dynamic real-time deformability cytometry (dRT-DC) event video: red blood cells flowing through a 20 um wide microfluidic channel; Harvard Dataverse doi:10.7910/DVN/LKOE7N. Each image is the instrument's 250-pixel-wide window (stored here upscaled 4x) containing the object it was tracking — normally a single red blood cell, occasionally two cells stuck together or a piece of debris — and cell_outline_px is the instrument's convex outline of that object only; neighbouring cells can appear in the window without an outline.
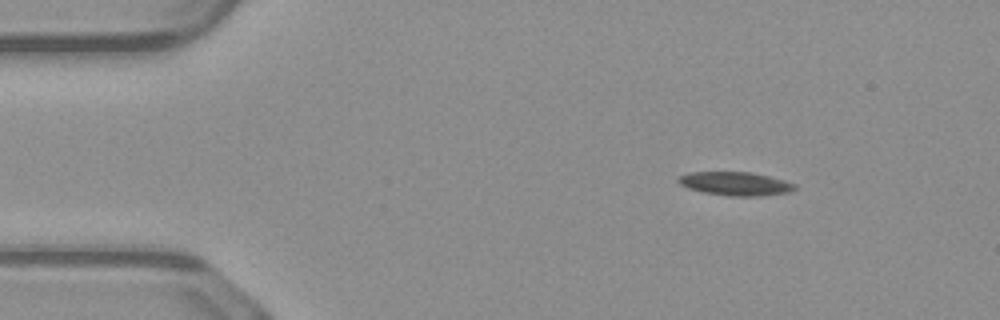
{"species": "common noctule bat (a hibernating species)", "species_latin": "Nyctalus noctula", "temperature_condition": "warm", "stored_images_in_passage": 45, "camera_frame_rate_fps": 3000, "um_per_image_px": 0.085, "animal": {"sex": "male", "body_mass_g": 23.1, "forearm_length_mm": 52.7}, "frame": {"image": 1, "passage_image": 1, "time_ms": 0.0, "image_size_px": [1000, 320], "cell_outline_px": [[796, 188], [788, 192], [760, 196], [728, 196], [704, 192], [688, 188], [680, 184], [676, 180], [680, 176], [692, 172], [752, 172], [784, 180], [796, 184]], "centroid_in_image_um": [62.51, 15.61], "position_along_channel_um": 22.5, "area_um2": 15.9}}
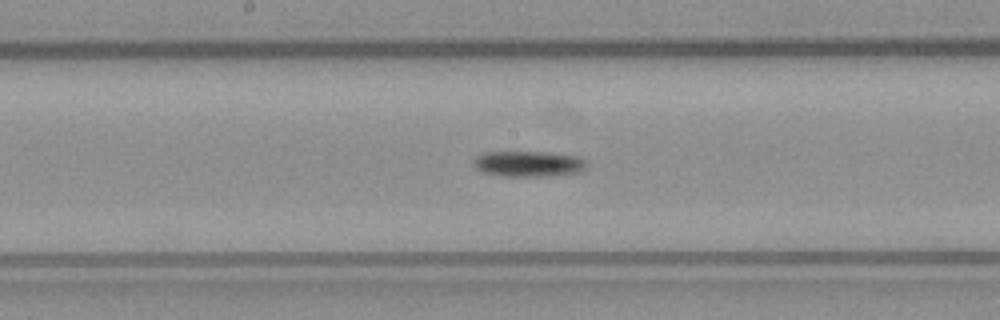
{"frame": {"image": 2, "passage_image": 20, "time_ms": 6.333, "image_size_px": [1000, 320], "cell_outline_px": [[584, 168], [576, 172], [552, 176], [504, 176], [480, 172], [472, 164], [472, 160], [476, 156], [484, 152], [548, 152], [580, 156], [584, 160]], "centroid_in_image_um": [44.84, 13.92], "position_along_channel_um": 203.4, "area_um2": 16.99}}
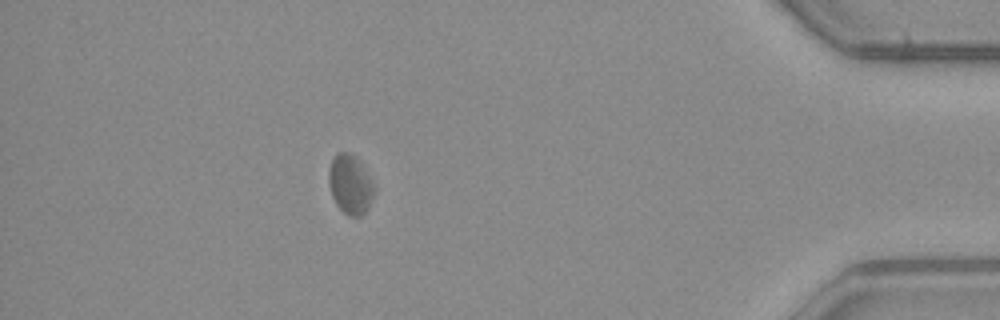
{"frame": {"image": 3, "passage_image": 39, "time_ms": 12.667, "image_size_px": [1000, 320], "cell_outline_px": [[376, 188], [368, 208], [360, 216], [348, 216], [336, 204], [332, 196], [328, 184], [328, 168], [336, 152], [348, 152], [356, 156]], "centroid_in_image_um": [29.75, 15.66], "position_along_channel_um": 405.5, "area_um2": 15.72}}